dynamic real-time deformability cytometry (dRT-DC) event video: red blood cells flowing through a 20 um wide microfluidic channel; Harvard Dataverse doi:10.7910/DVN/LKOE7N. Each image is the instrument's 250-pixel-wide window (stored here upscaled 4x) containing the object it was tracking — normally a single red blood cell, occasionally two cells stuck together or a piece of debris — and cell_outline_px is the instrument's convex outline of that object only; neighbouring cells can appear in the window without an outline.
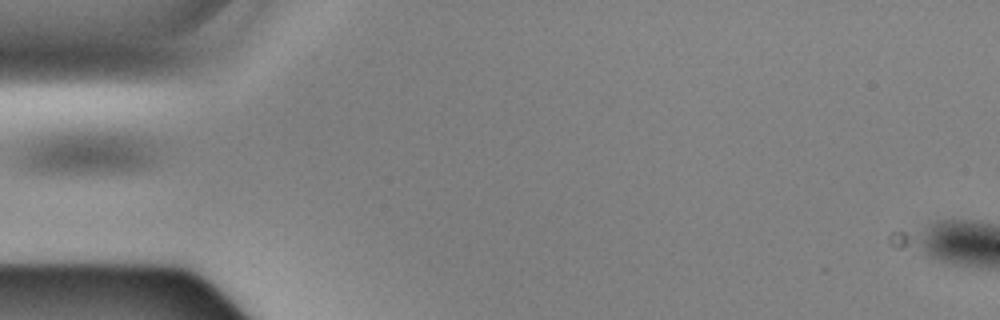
{"species": "Egyptian fruit bat (a non-hibernating species)", "species_latin": "Rousettus aegyptiacus", "temperature_condition": "cold", "stored_images_in_passage": 2, "camera_frame_rate_fps": 3000, "um_per_image_px": 0.085, "animal": {"sex": "male"}, "frame": {"image": 1, "passage_image": 1, "time_ms": 0.0, "image_size_px": [1000, 320], "cell_outline_px": [[152, 160], [148, 164], [140, 168], [120, 172], [36, 172], [24, 168], [16, 160], [16, 156], [20, 148], [44, 132], [64, 128], [108, 128], [136, 132], [152, 140]], "centroid_in_image_um": [7.32, 12.84], "position_along_channel_um": 77.7, "area_um2": 37.28}}